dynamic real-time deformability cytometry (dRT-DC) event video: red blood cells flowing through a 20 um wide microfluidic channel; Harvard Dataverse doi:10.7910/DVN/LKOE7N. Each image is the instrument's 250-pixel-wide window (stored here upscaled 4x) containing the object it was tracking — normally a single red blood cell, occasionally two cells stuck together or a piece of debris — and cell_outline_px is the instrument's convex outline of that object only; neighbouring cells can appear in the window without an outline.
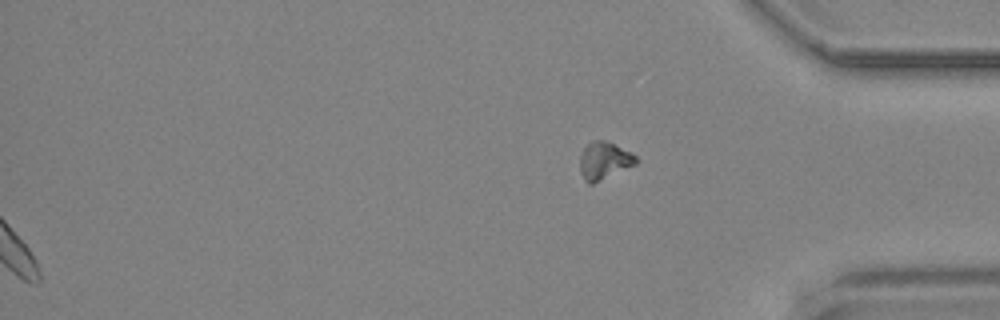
{"species": "common noctule bat (a hibernating species)", "species_latin": "Nyctalus noctula", "temperature_condition": "cold", "stored_images_in_passage": 41, "segment_of_instrument_passage": [2, 2], "camera_frame_rate_fps": 3000, "um_per_image_px": 0.085, "animal": {"sex": "male", "body_mass_g": 19.2, "forearm_length_mm": 51.8}, "frame": {"image": 1, "passage_image": 41, "time_ms": 13.333, "image_size_px": [1000, 320], "cell_outline_px": [[640, 160], [636, 164], [592, 184], [588, 184], [584, 180], [580, 168], [580, 152], [592, 140], [604, 140], [632, 152]], "centroid_in_image_um": [51.36, 13.65], "position_along_channel_um": 383.8, "area_um2": 12.25}}